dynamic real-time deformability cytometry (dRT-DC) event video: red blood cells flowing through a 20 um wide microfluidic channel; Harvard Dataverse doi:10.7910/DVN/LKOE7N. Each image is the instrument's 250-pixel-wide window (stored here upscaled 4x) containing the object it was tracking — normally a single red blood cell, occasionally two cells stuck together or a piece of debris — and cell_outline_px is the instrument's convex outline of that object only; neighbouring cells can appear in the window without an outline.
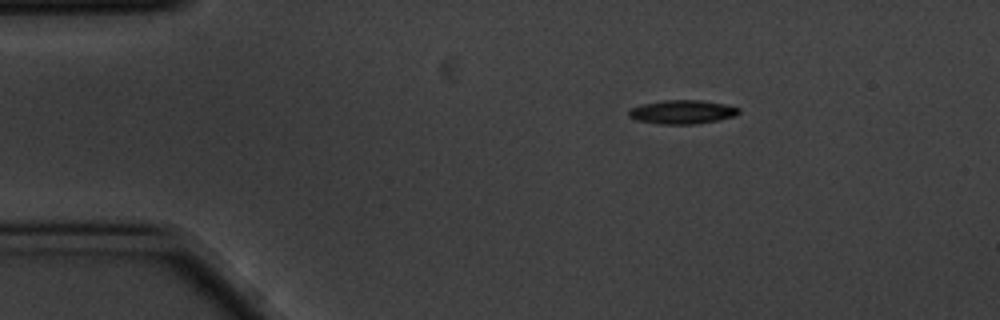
{"species": "common noctule bat (a hibernating species)", "species_latin": "Nyctalus noctula", "temperature_condition": "cold", "stored_images_in_passage": 3, "camera_frame_rate_fps": 3000, "um_per_image_px": 0.085, "animal": {"sex": "male", "body_mass_g": 20.1, "forearm_length_mm": 53.5}, "frame": {"image": 1, "passage_image": 1, "time_ms": 0.0, "image_size_px": [1000, 320], "cell_outline_px": [[740, 112], [736, 116], [696, 124], [660, 124], [636, 120], [628, 116], [628, 112], [632, 108], [644, 104], [664, 100], [700, 100], [724, 104], [740, 108]], "centroid_in_image_um": [58.01, 9.52], "position_along_channel_um": 27.0, "area_um2": 15.14}}
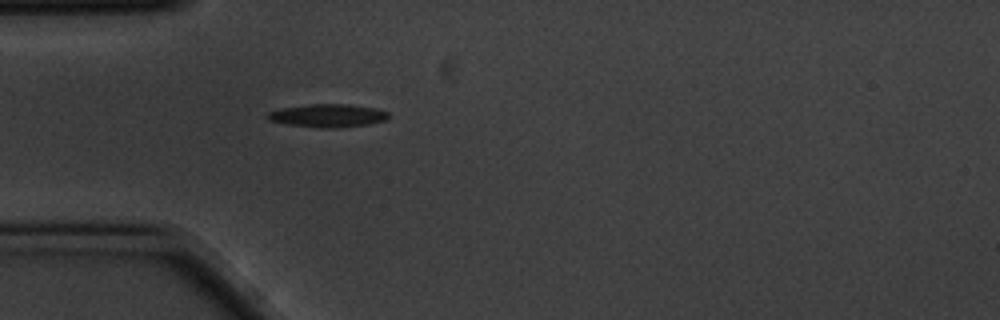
{"frame": {"image": 2, "passage_image": 3, "time_ms": 0.667, "image_size_px": [1000, 320], "cell_outline_px": [[388, 120], [368, 124], [332, 128], [320, 128], [288, 124], [268, 120], [264, 116], [268, 112], [280, 108], [308, 104], [348, 104], [376, 108], [388, 112]], "centroid_in_image_um": [27.84, 9.82], "position_along_channel_um": 57.2, "area_um2": 16.36}}